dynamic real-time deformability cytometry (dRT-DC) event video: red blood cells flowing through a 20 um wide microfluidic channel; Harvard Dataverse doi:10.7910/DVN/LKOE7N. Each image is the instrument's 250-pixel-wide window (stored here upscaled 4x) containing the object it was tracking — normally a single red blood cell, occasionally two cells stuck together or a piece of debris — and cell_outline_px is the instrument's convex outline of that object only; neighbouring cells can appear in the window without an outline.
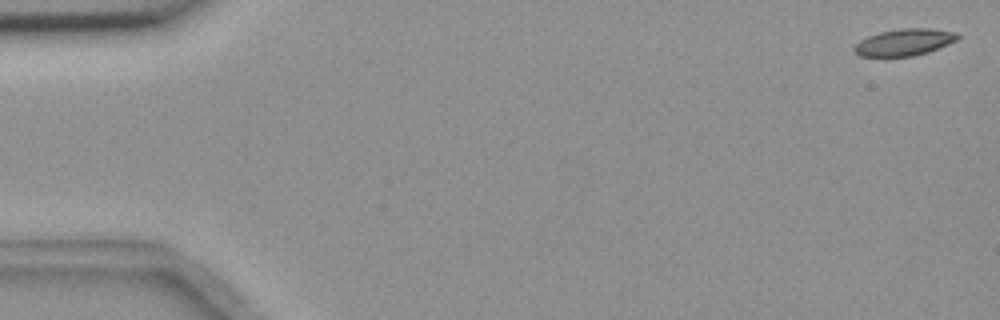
{"species": "common noctule bat (a hibernating species)", "species_latin": "Nyctalus noctula", "temperature_condition": "room temperature", "stored_images_in_passage": 13, "camera_frame_rate_fps": 3000, "um_per_image_px": 0.085, "animal": {"sex": "female", "body_mass_g": 18.4}, "frame": {"image": 1, "passage_image": 2, "time_ms": 0.333, "image_size_px": [1000, 320], "cell_outline_px": [[960, 36], [956, 40], [948, 44], [928, 52], [912, 56], [860, 56], [852, 52], [852, 48], [860, 40], [868, 36], [880, 32], [900, 28], [932, 28], [956, 32]], "centroid_in_image_um": [76.85, 3.58], "position_along_channel_um": 8.2, "area_um2": 16.18}}